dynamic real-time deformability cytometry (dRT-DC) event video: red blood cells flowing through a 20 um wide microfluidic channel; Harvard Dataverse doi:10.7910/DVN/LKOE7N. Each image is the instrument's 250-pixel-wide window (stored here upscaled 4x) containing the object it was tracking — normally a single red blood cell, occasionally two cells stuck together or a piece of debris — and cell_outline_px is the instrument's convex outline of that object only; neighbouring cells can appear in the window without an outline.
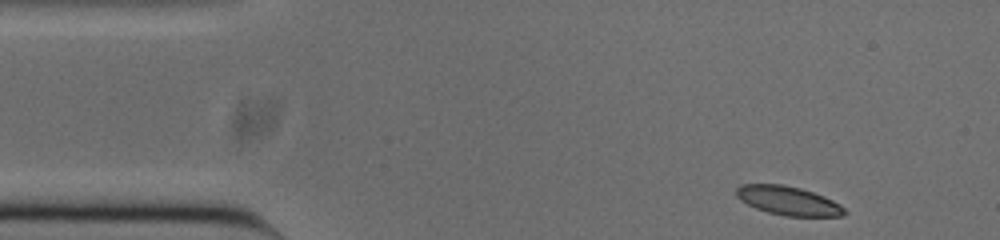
{"species": "common noctule bat (a hibernating species)", "species_latin": "Nyctalus noctula", "temperature_condition": "cold", "stored_images_in_passage": 49, "camera_frame_rate_fps": 3000, "um_per_image_px": 0.085, "animal": {"sex": "male", "body_mass_g": 20.0, "forearm_length_mm": 53.3}, "frame": {"image": 1, "passage_image": 1, "time_ms": 0.0, "image_size_px": [1000, 240], "cell_outline_px": [[848, 212], [840, 216], [784, 216], [768, 212], [756, 208], [740, 200], [736, 196], [736, 188], [740, 184], [784, 184], [800, 188], [824, 196], [840, 204]], "centroid_in_image_um": [66.99, 17.05], "position_along_channel_um": 18.0, "area_um2": 18.21}}
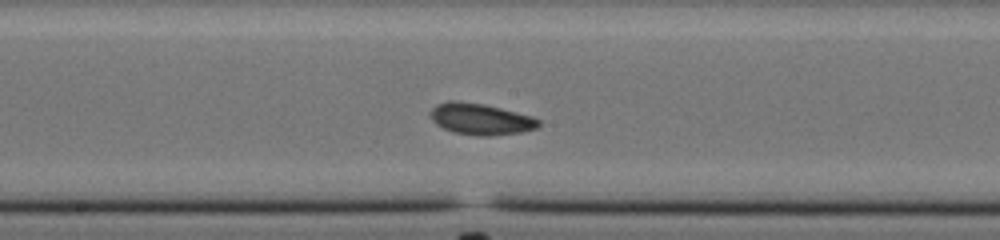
{"frame": {"image": 2, "passage_image": 22, "time_ms": 7.0, "image_size_px": [1000, 240], "cell_outline_px": [[540, 124], [536, 128], [520, 132], [488, 136], [476, 136], [452, 132], [436, 124], [432, 120], [432, 108], [436, 104], [448, 100], [456, 100], [484, 104], [532, 116], [540, 120]], "centroid_in_image_um": [40.84, 10.12], "position_along_channel_um": 207.4, "area_um2": 19.71}}
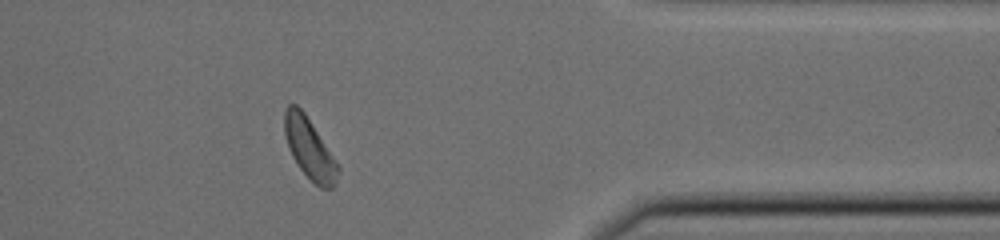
{"frame": {"image": 3, "passage_image": 38, "time_ms": 12.333, "image_size_px": [1000, 240], "cell_outline_px": [[340, 172], [336, 184], [332, 188], [320, 188], [300, 168], [292, 156], [288, 148], [284, 132], [284, 112], [288, 104], [296, 104], [304, 112], [340, 168]], "centroid_in_image_um": [26.29, 12.63], "position_along_channel_um": 385.1, "area_um2": 18.55}, "authors_computed_cell_mechanics": {"area_um2": 18.9584, "velocity_mm_per_s": 3.7943, "shape_relaxation_time_tau1_ms": 1.7401, "shape_relaxation_time_tau2_ms": 3.8003, "deformation_change_tau1": 0.0538, "deformation_change_tau2": 0.0941}}